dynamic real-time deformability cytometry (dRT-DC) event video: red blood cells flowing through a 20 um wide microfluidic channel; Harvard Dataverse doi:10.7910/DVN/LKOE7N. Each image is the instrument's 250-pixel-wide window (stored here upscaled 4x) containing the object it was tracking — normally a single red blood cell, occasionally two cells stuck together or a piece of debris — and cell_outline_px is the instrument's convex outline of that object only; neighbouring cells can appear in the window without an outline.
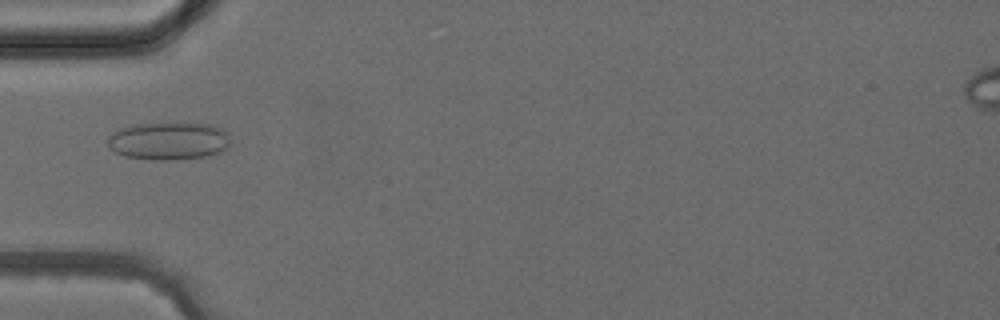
{"species": "common noctule bat (a hibernating species)", "species_latin": "Nyctalus noctula", "temperature_condition": "cold", "stored_images_in_passage": 5, "camera_frame_rate_fps": 3000, "um_per_image_px": 0.085, "animal": {"sex": "female", "body_mass_g": 24.6, "forearm_length_mm": 56.2}, "frame": {"image": 1, "passage_image": 4, "time_ms": 3.667, "image_size_px": [1000, 320], "cell_outline_px": [[232, 144], [228, 148], [220, 152], [208, 156], [172, 160], [160, 160], [124, 156], [108, 148], [108, 136], [112, 132], [120, 128], [132, 124], [208, 124], [224, 128], [228, 132], [232, 140]], "centroid_in_image_um": [14.38, 11.98], "position_along_channel_um": 70.6, "area_um2": 27.22}}